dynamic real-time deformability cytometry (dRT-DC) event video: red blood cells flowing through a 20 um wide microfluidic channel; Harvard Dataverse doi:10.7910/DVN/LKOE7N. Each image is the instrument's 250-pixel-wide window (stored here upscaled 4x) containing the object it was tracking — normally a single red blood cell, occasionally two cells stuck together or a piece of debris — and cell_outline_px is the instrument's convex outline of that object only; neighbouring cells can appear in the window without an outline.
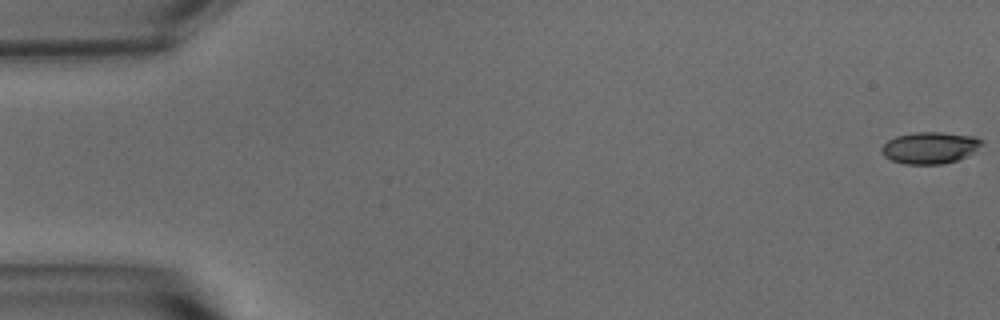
{"species": "common noctule bat (a hibernating species)", "species_latin": "Nyctalus noctula", "temperature_condition": "warm", "stored_images_in_passage": 55, "camera_frame_rate_fps": 3000, "um_per_image_px": 0.085, "animal": {"sex": "male", "body_mass_g": 15.6}, "frame": {"image": 1, "passage_image": 1, "time_ms": 0.0, "image_size_px": [1000, 320], "cell_outline_px": [[984, 144], [972, 152], [956, 160], [940, 164], [904, 164], [892, 160], [884, 156], [880, 148], [888, 140], [896, 136], [916, 132], [940, 132], [976, 136], [984, 140]], "centroid_in_image_um": [79.05, 12.54], "position_along_channel_um": 6.0, "area_um2": 18.44}}
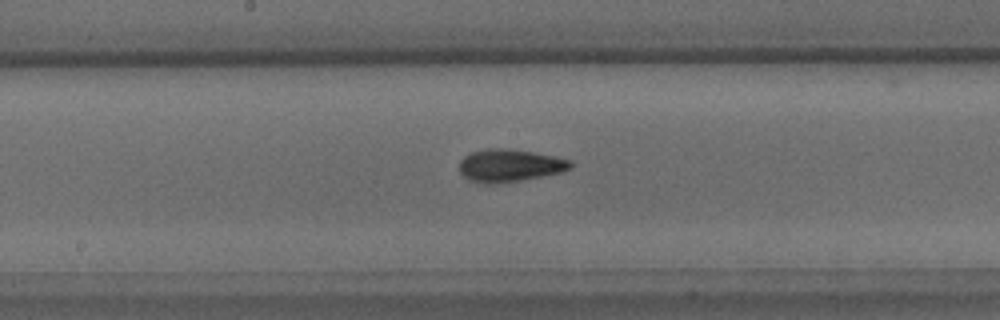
{"frame": {"image": 2, "passage_image": 29, "time_ms": 9.333, "image_size_px": [1000, 320], "cell_outline_px": [[572, 168], [560, 172], [520, 180], [492, 184], [484, 184], [468, 180], [460, 172], [460, 160], [464, 156], [472, 152], [488, 148], [508, 148], [532, 152], [572, 160]], "centroid_in_image_um": [43.29, 14.06], "position_along_channel_um": 204.9, "area_um2": 20.98}}
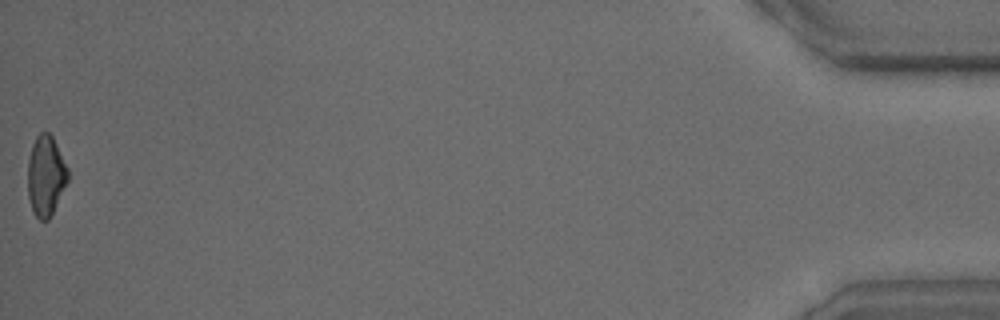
{"frame": {"image": 3, "passage_image": 55, "time_ms": 18.0, "image_size_px": [1000, 320], "cell_outline_px": [[68, 180], [48, 220], [40, 220], [32, 212], [28, 196], [28, 160], [32, 144], [36, 136], [40, 132], [48, 132], [52, 136], [68, 168]], "centroid_in_image_um": [3.87, 14.93], "position_along_channel_um": 431.3, "area_um2": 18.61}, "authors_computed_cell_mechanics": {"area_um2": 19.652, "velocity_mm_per_s": 3.7489, "shape_relaxation_time_tau1_ms": 4.4527, "shape_relaxation_time_tau2_ms": 1.7253, "deformation_change_tau1": 0.1657, "deformation_change_tau2": 0.0908}}